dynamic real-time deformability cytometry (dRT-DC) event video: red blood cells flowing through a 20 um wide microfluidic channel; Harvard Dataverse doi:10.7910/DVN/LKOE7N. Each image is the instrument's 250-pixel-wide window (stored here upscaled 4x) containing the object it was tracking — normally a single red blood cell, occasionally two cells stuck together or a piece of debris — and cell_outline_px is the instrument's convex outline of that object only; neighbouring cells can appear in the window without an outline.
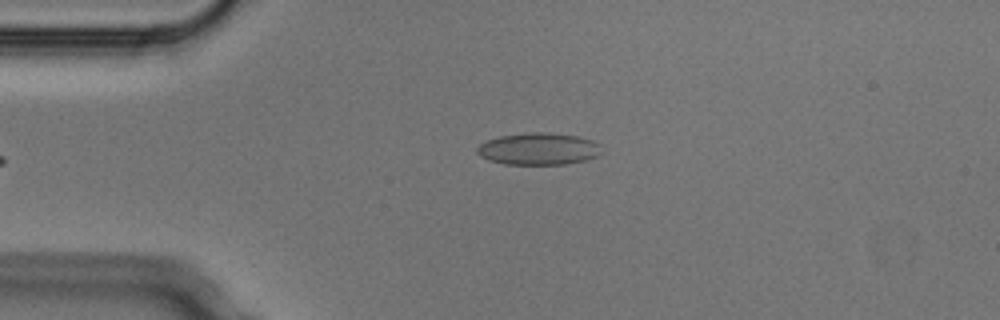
{"species": "Egyptian fruit bat (a non-hibernating species)", "species_latin": "Rousettus aegyptiacus", "temperature_condition": "cold", "stored_images_in_passage": 3, "camera_frame_rate_fps": 3000, "um_per_image_px": 0.085, "animal": {"sex": "male"}, "frame": {"image": 1, "passage_image": 3, "time_ms": 0.667, "image_size_px": [1000, 320], "cell_outline_px": [[604, 152], [588, 160], [564, 164], [504, 164], [488, 160], [480, 156], [476, 152], [476, 148], [480, 144], [488, 140], [500, 136], [532, 132], [548, 132], [576, 136], [592, 140], [600, 144]], "centroid_in_image_um": [45.8, 12.66], "position_along_channel_um": 39.2, "area_um2": 23.35}}